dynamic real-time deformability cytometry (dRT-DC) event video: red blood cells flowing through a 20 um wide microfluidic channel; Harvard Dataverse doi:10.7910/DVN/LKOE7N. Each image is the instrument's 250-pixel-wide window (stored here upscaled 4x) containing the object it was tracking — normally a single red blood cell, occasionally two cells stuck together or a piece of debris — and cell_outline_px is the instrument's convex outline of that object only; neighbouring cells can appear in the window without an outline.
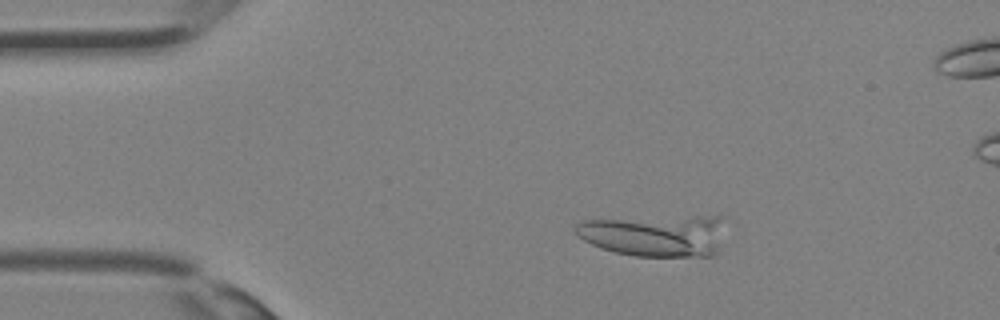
{"species": "Egyptian fruit bat (a non-hibernating species)", "species_latin": "Rousettus aegyptiacus", "temperature_condition": "room temperature", "stored_images_in_passage": 7, "camera_frame_rate_fps": 3000, "um_per_image_px": 0.085, "animal": {"sex": "female"}, "frame": {"image": 1, "passage_image": 3, "time_ms": 0.667, "image_size_px": [1000, 320], "cell_outline_px": [[728, 216], [716, 256], [636, 256], [616, 252], [600, 248], [584, 240], [572, 228], [576, 224], [584, 220], [696, 216]], "centroid_in_image_um": [55.76, 20.0], "position_along_channel_um": 29.2, "area_um2": 36.82}}